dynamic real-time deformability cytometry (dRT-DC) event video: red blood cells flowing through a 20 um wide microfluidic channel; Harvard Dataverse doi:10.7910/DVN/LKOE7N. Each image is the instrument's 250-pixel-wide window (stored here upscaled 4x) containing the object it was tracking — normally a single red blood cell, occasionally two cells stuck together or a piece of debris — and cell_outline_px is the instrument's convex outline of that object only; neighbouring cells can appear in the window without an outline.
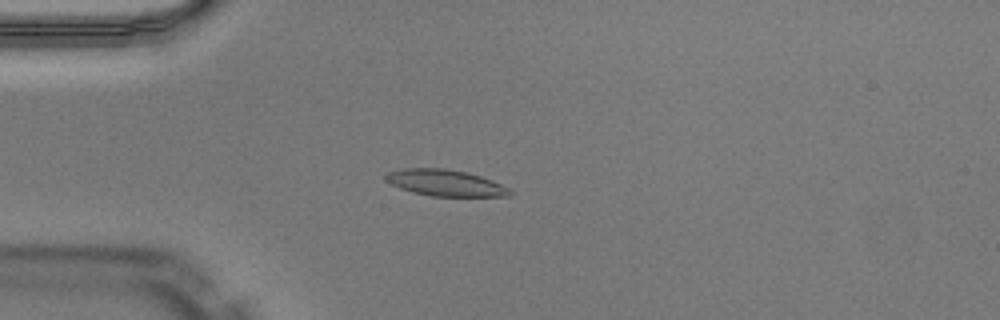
{"species": "Egyptian fruit bat (a non-hibernating species)", "species_latin": "Rousettus aegyptiacus", "temperature_condition": "warm", "stored_images_in_passage": 46, "camera_frame_rate_fps": 3000, "um_per_image_px": 0.085, "animal": {"sex": "male"}, "frame": {"image": 1, "passage_image": 9, "time_ms": 2.667, "image_size_px": [1000, 320], "cell_outline_px": [[512, 196], [432, 196], [412, 192], [400, 188], [384, 180], [384, 176], [388, 172], [404, 168], [444, 168], [468, 172], [492, 180], [508, 188], [512, 192]], "centroid_in_image_um": [37.83, 15.54], "position_along_channel_um": 47.2, "area_um2": 19.07}}
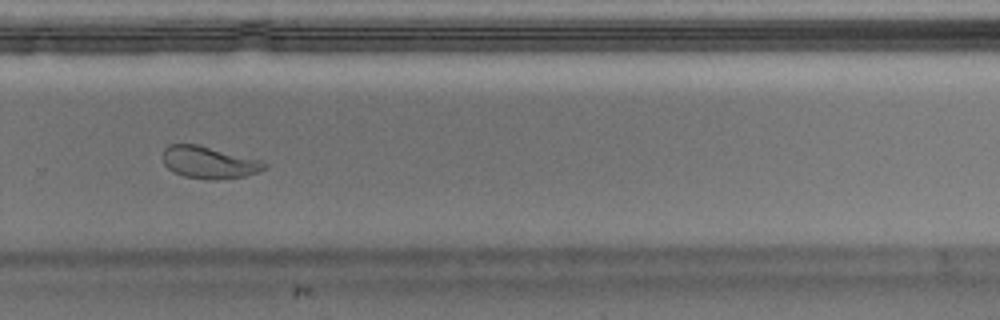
{"frame": {"image": 2, "passage_image": 30, "time_ms": 9.667, "image_size_px": [1000, 320], "cell_outline_px": [[268, 168], [260, 172], [244, 176], [216, 180], [208, 180], [184, 176], [172, 172], [164, 164], [160, 156], [164, 148], [168, 144], [196, 144], [260, 160], [268, 164]], "centroid_in_image_um": [17.73, 13.81], "position_along_channel_um": 312.1, "area_um2": 19.25}}
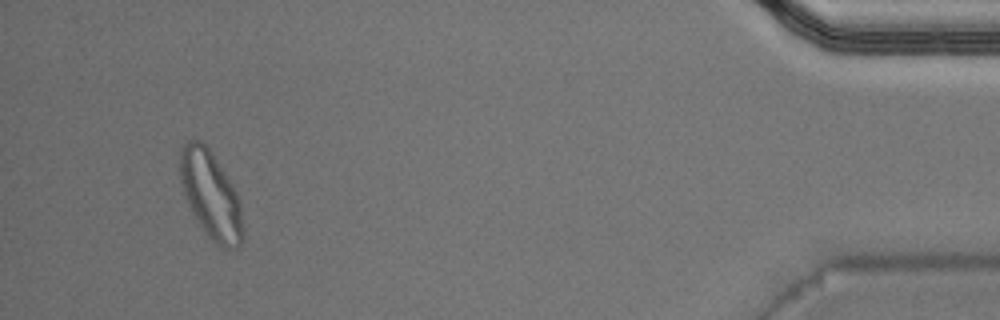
{"frame": {"image": 3, "passage_image": 43, "time_ms": 14.0, "image_size_px": [1000, 320], "cell_outline_px": [[244, 240], [240, 248], [224, 248], [216, 244], [208, 236], [192, 212], [184, 196], [180, 180], [180, 152], [184, 144], [188, 140], [200, 140], [208, 148], [232, 184], [236, 192], [240, 204], [244, 232]], "centroid_in_image_um": [17.93, 16.62], "position_along_channel_um": 417.3, "area_um2": 31.85}, "authors_computed_cell_mechanics": {"area_um2": 19.1896, "velocity_mm_per_s": 4.009, "shape_relaxation_time_tau1_ms": 7.5896, "shape_relaxation_time_tau2_ms": 1.7517, "deformation_change_tau1": 0.1961, "deformation_change_tau2": 0.0703}}